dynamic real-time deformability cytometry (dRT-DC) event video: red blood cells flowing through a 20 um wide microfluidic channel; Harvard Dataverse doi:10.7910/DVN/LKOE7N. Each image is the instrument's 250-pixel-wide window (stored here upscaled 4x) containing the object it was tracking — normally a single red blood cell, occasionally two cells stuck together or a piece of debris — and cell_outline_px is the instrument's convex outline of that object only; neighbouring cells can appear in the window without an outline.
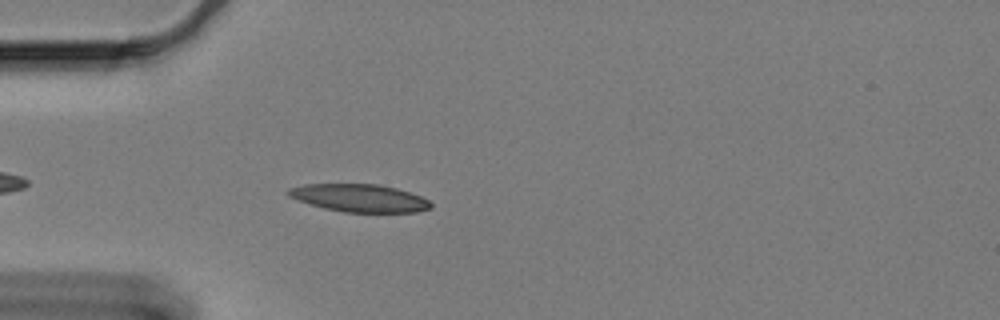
{"species": "Egyptian fruit bat (a non-hibernating species)", "species_latin": "Rousettus aegyptiacus", "temperature_condition": "cold", "stored_images_in_passage": 29, "camera_frame_rate_fps": 3000, "um_per_image_px": 0.085, "animal": {"sex": "female"}, "frame": {"image": 1, "passage_image": 6, "time_ms": 1.667, "image_size_px": [1000, 320], "cell_outline_px": [[432, 208], [416, 212], [344, 212], [324, 208], [288, 196], [288, 188], [308, 184], [376, 184], [396, 188], [420, 196], [428, 200], [432, 204]], "centroid_in_image_um": [30.58, 16.83], "position_along_channel_um": 54.4, "area_um2": 22.72}}
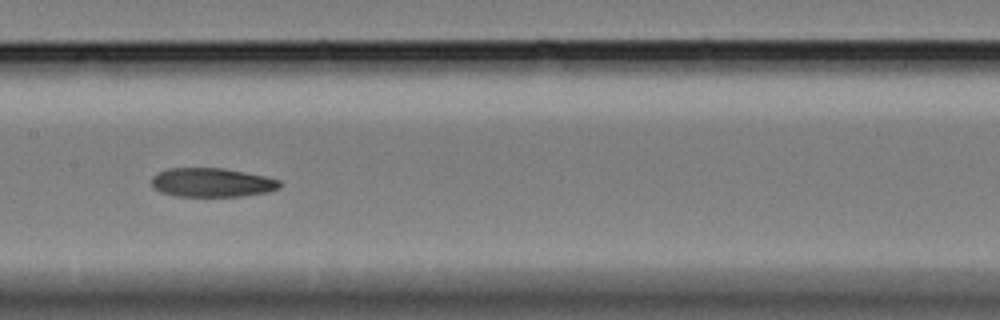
{"frame": {"image": 2, "passage_image": 19, "time_ms": 6.0, "image_size_px": [1000, 320], "cell_outline_px": [[280, 188], [268, 192], [244, 196], [176, 196], [160, 192], [152, 188], [152, 176], [156, 172], [168, 168], [224, 168], [264, 176], [280, 180]], "centroid_in_image_um": [17.98, 15.51], "position_along_channel_um": 189.4, "area_um2": 21.79}}
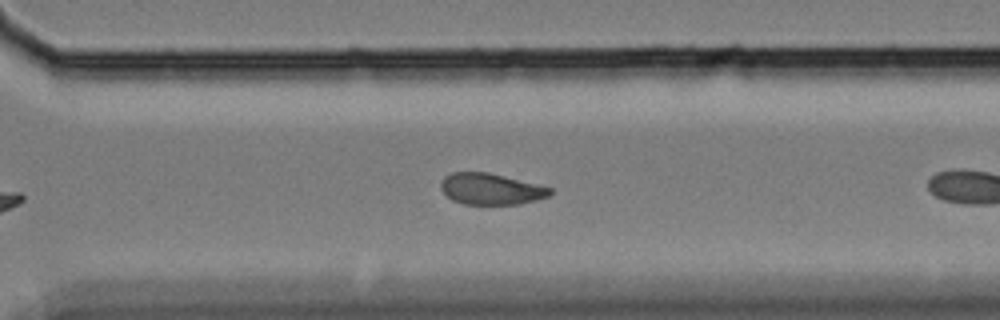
{"frame": {"image": 3, "passage_image": 28, "time_ms": 9.0, "image_size_px": [1000, 320], "cell_outline_px": [[552, 192], [548, 196], [536, 200], [520, 204], [464, 204], [452, 200], [440, 188], [440, 184], [444, 176], [452, 172], [488, 172], [552, 188]], "centroid_in_image_um": [41.7, 16.06], "position_along_channel_um": 328.9, "area_um2": 19.77}}